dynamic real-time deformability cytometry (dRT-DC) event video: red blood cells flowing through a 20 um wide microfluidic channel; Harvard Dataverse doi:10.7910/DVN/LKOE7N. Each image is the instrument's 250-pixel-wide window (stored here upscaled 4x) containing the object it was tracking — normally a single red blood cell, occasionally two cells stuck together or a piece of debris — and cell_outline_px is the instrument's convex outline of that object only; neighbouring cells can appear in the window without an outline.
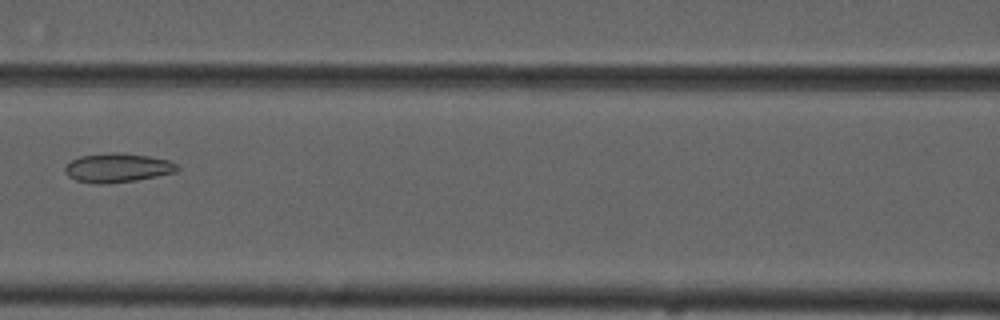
{"species": "common noctule bat (a hibernating species)", "species_latin": "Nyctalus noctula", "temperature_condition": "cold", "stored_images_in_passage": 8, "camera_frame_rate_fps": 3000, "um_per_image_px": 0.085, "animal": {"sex": "male", "forearm_length_mm": 52.5}, "frame": {"image": 1, "passage_image": 7, "time_ms": 7.0, "image_size_px": [1000, 320], "cell_outline_px": [[180, 168], [176, 172], [136, 180], [108, 184], [96, 184], [76, 180], [68, 176], [64, 172], [64, 168], [72, 160], [80, 156], [112, 152], [120, 152], [148, 156], [168, 160], [176, 164]], "centroid_in_image_um": [9.98, 14.27], "position_along_channel_um": 156.6, "area_um2": 19.02}}
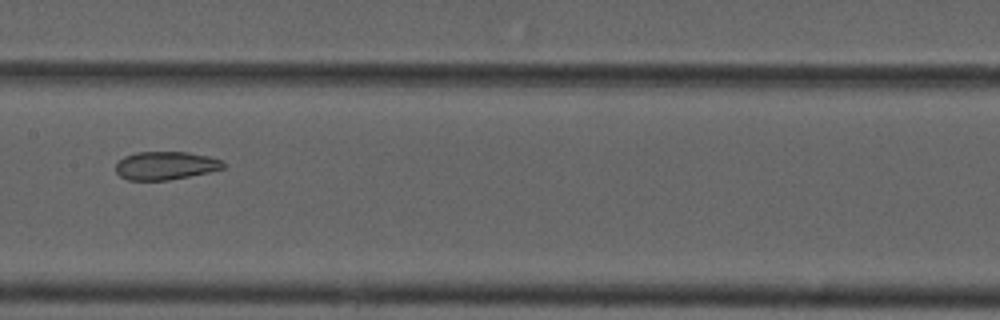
{"frame": {"image": 2, "passage_image": 8, "time_ms": 8.0, "image_size_px": [1000, 320], "cell_outline_px": [[228, 164], [224, 168], [208, 172], [168, 180], [128, 180], [120, 176], [116, 172], [116, 164], [124, 156], [136, 152], [188, 152], [208, 156], [224, 160]], "centroid_in_image_um": [14.1, 14.07], "position_along_channel_um": 193.3, "area_um2": 17.74}}